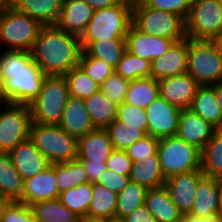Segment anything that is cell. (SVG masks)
Segmentation results:
<instances>
[{
  "label": "cell",
  "instance_id": "6da1fadb",
  "mask_svg": "<svg viewBox=\"0 0 222 222\" xmlns=\"http://www.w3.org/2000/svg\"><path fill=\"white\" fill-rule=\"evenodd\" d=\"M30 52L46 76H64L79 65L82 47L78 35L48 25L42 27Z\"/></svg>",
  "mask_w": 222,
  "mask_h": 222
},
{
  "label": "cell",
  "instance_id": "7a4b0ae2",
  "mask_svg": "<svg viewBox=\"0 0 222 222\" xmlns=\"http://www.w3.org/2000/svg\"><path fill=\"white\" fill-rule=\"evenodd\" d=\"M2 49L0 63L9 104L29 105L39 95L46 75L32 59L31 52Z\"/></svg>",
  "mask_w": 222,
  "mask_h": 222
},
{
  "label": "cell",
  "instance_id": "3957f363",
  "mask_svg": "<svg viewBox=\"0 0 222 222\" xmlns=\"http://www.w3.org/2000/svg\"><path fill=\"white\" fill-rule=\"evenodd\" d=\"M132 7L133 5L122 0L114 7L95 10L80 36V42L126 39L132 24Z\"/></svg>",
  "mask_w": 222,
  "mask_h": 222
},
{
  "label": "cell",
  "instance_id": "277c9868",
  "mask_svg": "<svg viewBox=\"0 0 222 222\" xmlns=\"http://www.w3.org/2000/svg\"><path fill=\"white\" fill-rule=\"evenodd\" d=\"M29 138L51 164L77 159L78 138L59 125L32 122Z\"/></svg>",
  "mask_w": 222,
  "mask_h": 222
},
{
  "label": "cell",
  "instance_id": "5b68a950",
  "mask_svg": "<svg viewBox=\"0 0 222 222\" xmlns=\"http://www.w3.org/2000/svg\"><path fill=\"white\" fill-rule=\"evenodd\" d=\"M69 98L64 76H46L39 95L28 105L32 122L58 125Z\"/></svg>",
  "mask_w": 222,
  "mask_h": 222
},
{
  "label": "cell",
  "instance_id": "8992f818",
  "mask_svg": "<svg viewBox=\"0 0 222 222\" xmlns=\"http://www.w3.org/2000/svg\"><path fill=\"white\" fill-rule=\"evenodd\" d=\"M187 73L200 86L222 82V51L213 40L189 39Z\"/></svg>",
  "mask_w": 222,
  "mask_h": 222
},
{
  "label": "cell",
  "instance_id": "52a82bcc",
  "mask_svg": "<svg viewBox=\"0 0 222 222\" xmlns=\"http://www.w3.org/2000/svg\"><path fill=\"white\" fill-rule=\"evenodd\" d=\"M42 27L39 21L11 7L0 13V48L30 52Z\"/></svg>",
  "mask_w": 222,
  "mask_h": 222
},
{
  "label": "cell",
  "instance_id": "ba28073f",
  "mask_svg": "<svg viewBox=\"0 0 222 222\" xmlns=\"http://www.w3.org/2000/svg\"><path fill=\"white\" fill-rule=\"evenodd\" d=\"M157 153L165 180L182 173L201 170V150L177 136L159 139Z\"/></svg>",
  "mask_w": 222,
  "mask_h": 222
},
{
  "label": "cell",
  "instance_id": "9c48e42d",
  "mask_svg": "<svg viewBox=\"0 0 222 222\" xmlns=\"http://www.w3.org/2000/svg\"><path fill=\"white\" fill-rule=\"evenodd\" d=\"M132 24L142 33L174 41L186 38L185 20L170 12L153 9L142 2L132 7Z\"/></svg>",
  "mask_w": 222,
  "mask_h": 222
},
{
  "label": "cell",
  "instance_id": "30bf717a",
  "mask_svg": "<svg viewBox=\"0 0 222 222\" xmlns=\"http://www.w3.org/2000/svg\"><path fill=\"white\" fill-rule=\"evenodd\" d=\"M222 29L220 0H194L185 20L186 38L213 40Z\"/></svg>",
  "mask_w": 222,
  "mask_h": 222
},
{
  "label": "cell",
  "instance_id": "8fae6325",
  "mask_svg": "<svg viewBox=\"0 0 222 222\" xmlns=\"http://www.w3.org/2000/svg\"><path fill=\"white\" fill-rule=\"evenodd\" d=\"M0 110V152H10L29 138L31 113L26 104L1 105Z\"/></svg>",
  "mask_w": 222,
  "mask_h": 222
},
{
  "label": "cell",
  "instance_id": "7c38bea8",
  "mask_svg": "<svg viewBox=\"0 0 222 222\" xmlns=\"http://www.w3.org/2000/svg\"><path fill=\"white\" fill-rule=\"evenodd\" d=\"M147 135L157 139L176 136L181 109L159 96L146 107Z\"/></svg>",
  "mask_w": 222,
  "mask_h": 222
},
{
  "label": "cell",
  "instance_id": "4fadbf2b",
  "mask_svg": "<svg viewBox=\"0 0 222 222\" xmlns=\"http://www.w3.org/2000/svg\"><path fill=\"white\" fill-rule=\"evenodd\" d=\"M189 38L174 41L168 50L151 62V77L161 79L187 73Z\"/></svg>",
  "mask_w": 222,
  "mask_h": 222
},
{
  "label": "cell",
  "instance_id": "5bb4252c",
  "mask_svg": "<svg viewBox=\"0 0 222 222\" xmlns=\"http://www.w3.org/2000/svg\"><path fill=\"white\" fill-rule=\"evenodd\" d=\"M204 176L201 170H193L165 180L164 186L169 192L171 201L182 214L191 212L194 206L196 187Z\"/></svg>",
  "mask_w": 222,
  "mask_h": 222
},
{
  "label": "cell",
  "instance_id": "9a60e30c",
  "mask_svg": "<svg viewBox=\"0 0 222 222\" xmlns=\"http://www.w3.org/2000/svg\"><path fill=\"white\" fill-rule=\"evenodd\" d=\"M159 96L184 110L190 108L200 86L188 73L167 77L158 81Z\"/></svg>",
  "mask_w": 222,
  "mask_h": 222
},
{
  "label": "cell",
  "instance_id": "2e32d148",
  "mask_svg": "<svg viewBox=\"0 0 222 222\" xmlns=\"http://www.w3.org/2000/svg\"><path fill=\"white\" fill-rule=\"evenodd\" d=\"M218 129L189 108L181 110L176 136L201 151Z\"/></svg>",
  "mask_w": 222,
  "mask_h": 222
},
{
  "label": "cell",
  "instance_id": "e0dca14e",
  "mask_svg": "<svg viewBox=\"0 0 222 222\" xmlns=\"http://www.w3.org/2000/svg\"><path fill=\"white\" fill-rule=\"evenodd\" d=\"M173 42V39L142 33L133 24L126 35L127 51L150 62L162 56Z\"/></svg>",
  "mask_w": 222,
  "mask_h": 222
},
{
  "label": "cell",
  "instance_id": "ac0fdd59",
  "mask_svg": "<svg viewBox=\"0 0 222 222\" xmlns=\"http://www.w3.org/2000/svg\"><path fill=\"white\" fill-rule=\"evenodd\" d=\"M9 154L23 180L32 178L51 166L49 160L36 148L30 138L19 143Z\"/></svg>",
  "mask_w": 222,
  "mask_h": 222
},
{
  "label": "cell",
  "instance_id": "d6986e66",
  "mask_svg": "<svg viewBox=\"0 0 222 222\" xmlns=\"http://www.w3.org/2000/svg\"><path fill=\"white\" fill-rule=\"evenodd\" d=\"M58 197L55 164H51L45 171L24 180L23 192L18 202L31 206L33 203L57 199Z\"/></svg>",
  "mask_w": 222,
  "mask_h": 222
},
{
  "label": "cell",
  "instance_id": "ffe728a7",
  "mask_svg": "<svg viewBox=\"0 0 222 222\" xmlns=\"http://www.w3.org/2000/svg\"><path fill=\"white\" fill-rule=\"evenodd\" d=\"M220 211L219 179L204 176L196 187L194 206L189 214L213 219Z\"/></svg>",
  "mask_w": 222,
  "mask_h": 222
},
{
  "label": "cell",
  "instance_id": "44dd1931",
  "mask_svg": "<svg viewBox=\"0 0 222 222\" xmlns=\"http://www.w3.org/2000/svg\"><path fill=\"white\" fill-rule=\"evenodd\" d=\"M93 12V8L83 0H63L55 26L64 32L80 37L91 20Z\"/></svg>",
  "mask_w": 222,
  "mask_h": 222
},
{
  "label": "cell",
  "instance_id": "7402d4cb",
  "mask_svg": "<svg viewBox=\"0 0 222 222\" xmlns=\"http://www.w3.org/2000/svg\"><path fill=\"white\" fill-rule=\"evenodd\" d=\"M69 135L77 138L96 129L83 99L69 96L58 124Z\"/></svg>",
  "mask_w": 222,
  "mask_h": 222
},
{
  "label": "cell",
  "instance_id": "603a6c76",
  "mask_svg": "<svg viewBox=\"0 0 222 222\" xmlns=\"http://www.w3.org/2000/svg\"><path fill=\"white\" fill-rule=\"evenodd\" d=\"M114 150L107 131L96 128L78 138L77 159L106 162Z\"/></svg>",
  "mask_w": 222,
  "mask_h": 222
},
{
  "label": "cell",
  "instance_id": "cb8c5ba5",
  "mask_svg": "<svg viewBox=\"0 0 222 222\" xmlns=\"http://www.w3.org/2000/svg\"><path fill=\"white\" fill-rule=\"evenodd\" d=\"M145 205L157 222H181L182 220L183 214L171 201L164 185L147 190Z\"/></svg>",
  "mask_w": 222,
  "mask_h": 222
},
{
  "label": "cell",
  "instance_id": "d4e9b609",
  "mask_svg": "<svg viewBox=\"0 0 222 222\" xmlns=\"http://www.w3.org/2000/svg\"><path fill=\"white\" fill-rule=\"evenodd\" d=\"M63 0H13V7L39 21L43 26L55 25Z\"/></svg>",
  "mask_w": 222,
  "mask_h": 222
},
{
  "label": "cell",
  "instance_id": "484cf974",
  "mask_svg": "<svg viewBox=\"0 0 222 222\" xmlns=\"http://www.w3.org/2000/svg\"><path fill=\"white\" fill-rule=\"evenodd\" d=\"M189 109L218 130L222 128V110L215 95V85L199 86Z\"/></svg>",
  "mask_w": 222,
  "mask_h": 222
},
{
  "label": "cell",
  "instance_id": "4316f807",
  "mask_svg": "<svg viewBox=\"0 0 222 222\" xmlns=\"http://www.w3.org/2000/svg\"><path fill=\"white\" fill-rule=\"evenodd\" d=\"M130 181L145 186L147 189L161 187L165 178L160 168L158 153L132 162Z\"/></svg>",
  "mask_w": 222,
  "mask_h": 222
},
{
  "label": "cell",
  "instance_id": "83f0119b",
  "mask_svg": "<svg viewBox=\"0 0 222 222\" xmlns=\"http://www.w3.org/2000/svg\"><path fill=\"white\" fill-rule=\"evenodd\" d=\"M92 195L87 217L95 222L114 219L117 194L111 192L104 185L92 183Z\"/></svg>",
  "mask_w": 222,
  "mask_h": 222
},
{
  "label": "cell",
  "instance_id": "f1b7e54d",
  "mask_svg": "<svg viewBox=\"0 0 222 222\" xmlns=\"http://www.w3.org/2000/svg\"><path fill=\"white\" fill-rule=\"evenodd\" d=\"M24 180L13 165L9 152H0V195L10 201H19Z\"/></svg>",
  "mask_w": 222,
  "mask_h": 222
},
{
  "label": "cell",
  "instance_id": "f546056e",
  "mask_svg": "<svg viewBox=\"0 0 222 222\" xmlns=\"http://www.w3.org/2000/svg\"><path fill=\"white\" fill-rule=\"evenodd\" d=\"M81 47L88 56L101 59L114 68L127 50L126 39L81 42Z\"/></svg>",
  "mask_w": 222,
  "mask_h": 222
},
{
  "label": "cell",
  "instance_id": "4dcf8cb0",
  "mask_svg": "<svg viewBox=\"0 0 222 222\" xmlns=\"http://www.w3.org/2000/svg\"><path fill=\"white\" fill-rule=\"evenodd\" d=\"M84 102L95 128L105 129L116 119L118 105L100 90Z\"/></svg>",
  "mask_w": 222,
  "mask_h": 222
},
{
  "label": "cell",
  "instance_id": "1f68e13d",
  "mask_svg": "<svg viewBox=\"0 0 222 222\" xmlns=\"http://www.w3.org/2000/svg\"><path fill=\"white\" fill-rule=\"evenodd\" d=\"M158 97V81L152 77L141 78L129 82L124 103L146 109Z\"/></svg>",
  "mask_w": 222,
  "mask_h": 222
},
{
  "label": "cell",
  "instance_id": "d6a6232c",
  "mask_svg": "<svg viewBox=\"0 0 222 222\" xmlns=\"http://www.w3.org/2000/svg\"><path fill=\"white\" fill-rule=\"evenodd\" d=\"M30 207L36 222H75L79 217L58 198L33 203Z\"/></svg>",
  "mask_w": 222,
  "mask_h": 222
},
{
  "label": "cell",
  "instance_id": "836d02e7",
  "mask_svg": "<svg viewBox=\"0 0 222 222\" xmlns=\"http://www.w3.org/2000/svg\"><path fill=\"white\" fill-rule=\"evenodd\" d=\"M201 171L205 176L222 178V131L217 130L201 151Z\"/></svg>",
  "mask_w": 222,
  "mask_h": 222
},
{
  "label": "cell",
  "instance_id": "e575fe53",
  "mask_svg": "<svg viewBox=\"0 0 222 222\" xmlns=\"http://www.w3.org/2000/svg\"><path fill=\"white\" fill-rule=\"evenodd\" d=\"M55 181L58 192L69 190L88 182L86 171L78 160L55 163Z\"/></svg>",
  "mask_w": 222,
  "mask_h": 222
},
{
  "label": "cell",
  "instance_id": "d590c367",
  "mask_svg": "<svg viewBox=\"0 0 222 222\" xmlns=\"http://www.w3.org/2000/svg\"><path fill=\"white\" fill-rule=\"evenodd\" d=\"M147 190L145 186L130 181L128 185L117 194L114 219L122 220L126 215L145 204Z\"/></svg>",
  "mask_w": 222,
  "mask_h": 222
},
{
  "label": "cell",
  "instance_id": "8d00e7d4",
  "mask_svg": "<svg viewBox=\"0 0 222 222\" xmlns=\"http://www.w3.org/2000/svg\"><path fill=\"white\" fill-rule=\"evenodd\" d=\"M92 196V183L87 182L59 193L58 199L76 215L85 217L88 214Z\"/></svg>",
  "mask_w": 222,
  "mask_h": 222
},
{
  "label": "cell",
  "instance_id": "74e56055",
  "mask_svg": "<svg viewBox=\"0 0 222 222\" xmlns=\"http://www.w3.org/2000/svg\"><path fill=\"white\" fill-rule=\"evenodd\" d=\"M69 90V96L86 99L100 90V86L94 82L80 65L75 66L64 75Z\"/></svg>",
  "mask_w": 222,
  "mask_h": 222
},
{
  "label": "cell",
  "instance_id": "f35d334b",
  "mask_svg": "<svg viewBox=\"0 0 222 222\" xmlns=\"http://www.w3.org/2000/svg\"><path fill=\"white\" fill-rule=\"evenodd\" d=\"M151 62L128 52L123 54L115 67V73L128 81L151 77Z\"/></svg>",
  "mask_w": 222,
  "mask_h": 222
},
{
  "label": "cell",
  "instance_id": "ab89813d",
  "mask_svg": "<svg viewBox=\"0 0 222 222\" xmlns=\"http://www.w3.org/2000/svg\"><path fill=\"white\" fill-rule=\"evenodd\" d=\"M115 150H125L133 143L143 139L146 134L137 127L127 126L116 119L105 128Z\"/></svg>",
  "mask_w": 222,
  "mask_h": 222
},
{
  "label": "cell",
  "instance_id": "60d3db41",
  "mask_svg": "<svg viewBox=\"0 0 222 222\" xmlns=\"http://www.w3.org/2000/svg\"><path fill=\"white\" fill-rule=\"evenodd\" d=\"M79 65L99 86L115 73L114 67L101 59L88 56L83 50L79 59Z\"/></svg>",
  "mask_w": 222,
  "mask_h": 222
},
{
  "label": "cell",
  "instance_id": "b9f144b4",
  "mask_svg": "<svg viewBox=\"0 0 222 222\" xmlns=\"http://www.w3.org/2000/svg\"><path fill=\"white\" fill-rule=\"evenodd\" d=\"M116 120L127 126L137 127L147 135V116L145 109L122 103L118 105Z\"/></svg>",
  "mask_w": 222,
  "mask_h": 222
},
{
  "label": "cell",
  "instance_id": "7bdbcfd3",
  "mask_svg": "<svg viewBox=\"0 0 222 222\" xmlns=\"http://www.w3.org/2000/svg\"><path fill=\"white\" fill-rule=\"evenodd\" d=\"M127 79L113 73L106 81L100 85V91L104 93L111 101L120 105L124 102L129 85Z\"/></svg>",
  "mask_w": 222,
  "mask_h": 222
},
{
  "label": "cell",
  "instance_id": "ee69618b",
  "mask_svg": "<svg viewBox=\"0 0 222 222\" xmlns=\"http://www.w3.org/2000/svg\"><path fill=\"white\" fill-rule=\"evenodd\" d=\"M194 0H144L142 3L153 9L181 16L186 20Z\"/></svg>",
  "mask_w": 222,
  "mask_h": 222
},
{
  "label": "cell",
  "instance_id": "f6af8a7d",
  "mask_svg": "<svg viewBox=\"0 0 222 222\" xmlns=\"http://www.w3.org/2000/svg\"><path fill=\"white\" fill-rule=\"evenodd\" d=\"M159 139L146 135L143 139L133 143L124 151L131 158L132 162L139 159H145L147 156L155 155L157 153Z\"/></svg>",
  "mask_w": 222,
  "mask_h": 222
},
{
  "label": "cell",
  "instance_id": "bcb514c9",
  "mask_svg": "<svg viewBox=\"0 0 222 222\" xmlns=\"http://www.w3.org/2000/svg\"><path fill=\"white\" fill-rule=\"evenodd\" d=\"M1 222H36V219L30 206L11 201L3 212Z\"/></svg>",
  "mask_w": 222,
  "mask_h": 222
},
{
  "label": "cell",
  "instance_id": "7dc6e473",
  "mask_svg": "<svg viewBox=\"0 0 222 222\" xmlns=\"http://www.w3.org/2000/svg\"><path fill=\"white\" fill-rule=\"evenodd\" d=\"M130 182L129 175H121L110 169L105 170L95 183L104 185L111 192L119 194Z\"/></svg>",
  "mask_w": 222,
  "mask_h": 222
},
{
  "label": "cell",
  "instance_id": "c3c4849f",
  "mask_svg": "<svg viewBox=\"0 0 222 222\" xmlns=\"http://www.w3.org/2000/svg\"><path fill=\"white\" fill-rule=\"evenodd\" d=\"M107 169L121 175H130L132 160L123 150H114L106 160Z\"/></svg>",
  "mask_w": 222,
  "mask_h": 222
},
{
  "label": "cell",
  "instance_id": "681fc988",
  "mask_svg": "<svg viewBox=\"0 0 222 222\" xmlns=\"http://www.w3.org/2000/svg\"><path fill=\"white\" fill-rule=\"evenodd\" d=\"M87 174L88 182L95 183L100 175L107 170L105 162H93L89 160H79Z\"/></svg>",
  "mask_w": 222,
  "mask_h": 222
},
{
  "label": "cell",
  "instance_id": "f907efd6",
  "mask_svg": "<svg viewBox=\"0 0 222 222\" xmlns=\"http://www.w3.org/2000/svg\"><path fill=\"white\" fill-rule=\"evenodd\" d=\"M123 222H157L156 218L150 213L145 204L126 215Z\"/></svg>",
  "mask_w": 222,
  "mask_h": 222
},
{
  "label": "cell",
  "instance_id": "816d5d0a",
  "mask_svg": "<svg viewBox=\"0 0 222 222\" xmlns=\"http://www.w3.org/2000/svg\"><path fill=\"white\" fill-rule=\"evenodd\" d=\"M93 10L107 9L118 5L122 0H83Z\"/></svg>",
  "mask_w": 222,
  "mask_h": 222
},
{
  "label": "cell",
  "instance_id": "f5cc1de1",
  "mask_svg": "<svg viewBox=\"0 0 222 222\" xmlns=\"http://www.w3.org/2000/svg\"><path fill=\"white\" fill-rule=\"evenodd\" d=\"M9 104V97L5 91V79L3 75V67L0 63V106Z\"/></svg>",
  "mask_w": 222,
  "mask_h": 222
},
{
  "label": "cell",
  "instance_id": "db71d44e",
  "mask_svg": "<svg viewBox=\"0 0 222 222\" xmlns=\"http://www.w3.org/2000/svg\"><path fill=\"white\" fill-rule=\"evenodd\" d=\"M181 222H222V220L219 217L206 219L191 214H183Z\"/></svg>",
  "mask_w": 222,
  "mask_h": 222
},
{
  "label": "cell",
  "instance_id": "11a10c76",
  "mask_svg": "<svg viewBox=\"0 0 222 222\" xmlns=\"http://www.w3.org/2000/svg\"><path fill=\"white\" fill-rule=\"evenodd\" d=\"M215 95L217 98L218 105L222 110V82L215 84Z\"/></svg>",
  "mask_w": 222,
  "mask_h": 222
},
{
  "label": "cell",
  "instance_id": "9f6ffc18",
  "mask_svg": "<svg viewBox=\"0 0 222 222\" xmlns=\"http://www.w3.org/2000/svg\"><path fill=\"white\" fill-rule=\"evenodd\" d=\"M13 7V0H0V13Z\"/></svg>",
  "mask_w": 222,
  "mask_h": 222
},
{
  "label": "cell",
  "instance_id": "6f0895ef",
  "mask_svg": "<svg viewBox=\"0 0 222 222\" xmlns=\"http://www.w3.org/2000/svg\"><path fill=\"white\" fill-rule=\"evenodd\" d=\"M10 202L11 201L9 199L2 196L0 197V222L2 221L3 212Z\"/></svg>",
  "mask_w": 222,
  "mask_h": 222
},
{
  "label": "cell",
  "instance_id": "680465c9",
  "mask_svg": "<svg viewBox=\"0 0 222 222\" xmlns=\"http://www.w3.org/2000/svg\"><path fill=\"white\" fill-rule=\"evenodd\" d=\"M213 41L217 45V47L222 51V29L218 33V35L213 39Z\"/></svg>",
  "mask_w": 222,
  "mask_h": 222
},
{
  "label": "cell",
  "instance_id": "91938a15",
  "mask_svg": "<svg viewBox=\"0 0 222 222\" xmlns=\"http://www.w3.org/2000/svg\"><path fill=\"white\" fill-rule=\"evenodd\" d=\"M219 190H220V211L218 217L222 220V178H219Z\"/></svg>",
  "mask_w": 222,
  "mask_h": 222
},
{
  "label": "cell",
  "instance_id": "94428289",
  "mask_svg": "<svg viewBox=\"0 0 222 222\" xmlns=\"http://www.w3.org/2000/svg\"><path fill=\"white\" fill-rule=\"evenodd\" d=\"M75 222H95V221L85 216V217H78V219Z\"/></svg>",
  "mask_w": 222,
  "mask_h": 222
},
{
  "label": "cell",
  "instance_id": "6125c7cd",
  "mask_svg": "<svg viewBox=\"0 0 222 222\" xmlns=\"http://www.w3.org/2000/svg\"><path fill=\"white\" fill-rule=\"evenodd\" d=\"M127 3H130L131 5L143 2L144 0H125Z\"/></svg>",
  "mask_w": 222,
  "mask_h": 222
},
{
  "label": "cell",
  "instance_id": "be15d7a7",
  "mask_svg": "<svg viewBox=\"0 0 222 222\" xmlns=\"http://www.w3.org/2000/svg\"><path fill=\"white\" fill-rule=\"evenodd\" d=\"M104 222H123L122 220H117V219H111L108 221H104Z\"/></svg>",
  "mask_w": 222,
  "mask_h": 222
}]
</instances>
